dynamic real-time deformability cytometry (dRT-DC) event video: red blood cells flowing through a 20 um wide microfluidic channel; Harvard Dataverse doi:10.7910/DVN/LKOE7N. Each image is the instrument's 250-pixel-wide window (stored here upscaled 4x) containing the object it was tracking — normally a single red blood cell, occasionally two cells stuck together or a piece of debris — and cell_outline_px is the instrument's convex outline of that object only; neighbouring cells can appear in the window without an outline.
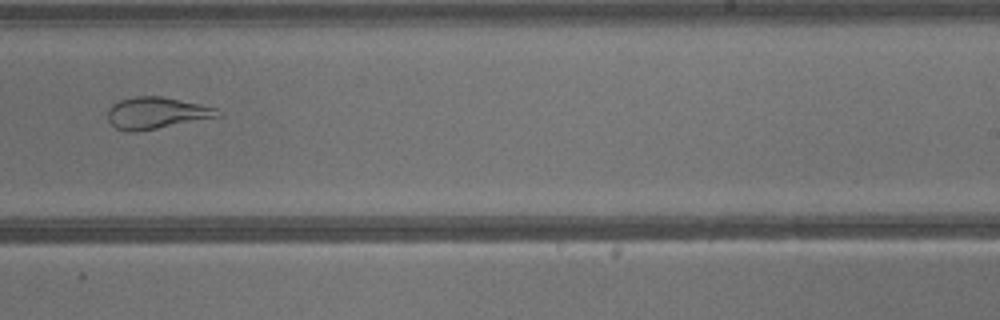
{"species": "common noctule bat (a hibernating species)", "species_latin": "Nyctalus noctula", "temperature_condition": "warm", "stored_images_in_passage": 25, "camera_frame_rate_fps": 3000, "um_per_image_px": 0.085, "animal": {"sex": "male", "body_mass_g": 13.3}, "frame": {"image": 1, "passage_image": 20, "time_ms": 6.333, "image_size_px": [1000, 320], "cell_outline_px": [[220, 116], [136, 132], [128, 132], [116, 128], [108, 120], [108, 108], [112, 104], [120, 100], [132, 96], [160, 96], [200, 104], [216, 108]], "centroid_in_image_um": [13.23, 9.6], "position_along_channel_um": 275.8, "area_um2": 20.06}}